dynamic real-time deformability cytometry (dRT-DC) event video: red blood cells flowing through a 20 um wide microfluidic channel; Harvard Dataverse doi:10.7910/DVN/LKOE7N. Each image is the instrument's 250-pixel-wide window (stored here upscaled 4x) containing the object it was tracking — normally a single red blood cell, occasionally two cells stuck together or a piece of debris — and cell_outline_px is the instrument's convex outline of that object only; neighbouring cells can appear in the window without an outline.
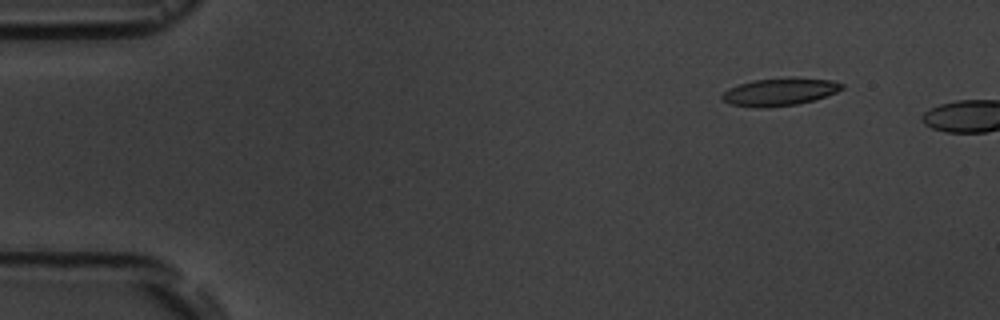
{"species": "common noctule bat (a hibernating species)", "species_latin": "Nyctalus noctula", "temperature_condition": "room temperature", "stored_images_in_passage": 2, "camera_frame_rate_fps": 3000, "um_per_image_px": 0.085, "animal": {"sex": "male", "body_mass_g": 19.5, "forearm_length_mm": 54.6}, "frame": {"image": 1, "passage_image": 1, "time_ms": 0.0, "image_size_px": [1000, 320], "cell_outline_px": [[844, 88], [836, 92], [812, 100], [796, 104], [764, 108], [732, 104], [724, 100], [720, 96], [728, 88], [740, 84], [756, 80], [788, 76], [796, 76], [832, 80], [844, 84]], "centroid_in_image_um": [66.31, 7.77], "position_along_channel_um": 18.7, "area_um2": 19.31}}